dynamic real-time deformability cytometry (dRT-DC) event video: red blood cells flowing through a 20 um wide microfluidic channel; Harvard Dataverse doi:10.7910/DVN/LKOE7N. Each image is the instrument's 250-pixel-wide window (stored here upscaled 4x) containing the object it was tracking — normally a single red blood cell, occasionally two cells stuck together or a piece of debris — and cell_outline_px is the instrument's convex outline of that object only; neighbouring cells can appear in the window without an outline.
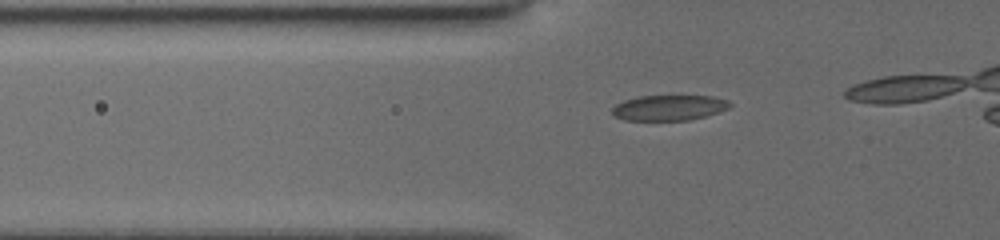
{"species": "common noctule bat (a hibernating species)", "species_latin": "Nyctalus noctula", "temperature_condition": "cold", "stored_images_in_passage": 21, "camera_frame_rate_fps": 3000, "um_per_image_px": 0.085, "animal": {"sex": "female", "body_mass_g": 19.5, "forearm_length_mm": 54.1}, "frame": {"image": 1, "passage_image": 15, "time_ms": 4.667, "image_size_px": [1000, 240], "cell_outline_px": [[732, 104], [728, 108], [704, 116], [688, 120], [624, 120], [612, 116], [612, 108], [616, 104], [624, 100], [636, 96], [712, 96], [728, 100]], "centroid_in_image_um": [56.81, 9.15], "position_along_channel_um": 69.0, "area_um2": 17.4}}